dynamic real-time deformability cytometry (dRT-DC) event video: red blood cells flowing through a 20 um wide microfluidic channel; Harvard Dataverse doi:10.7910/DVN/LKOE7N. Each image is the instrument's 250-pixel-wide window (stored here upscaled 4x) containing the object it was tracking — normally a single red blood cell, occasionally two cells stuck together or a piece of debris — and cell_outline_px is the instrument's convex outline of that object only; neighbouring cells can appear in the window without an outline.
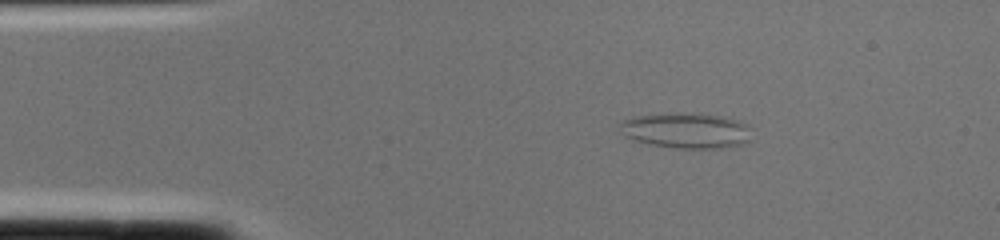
{"species": "common noctule bat (a hibernating species)", "species_latin": "Nyctalus noctula", "temperature_condition": "cold", "stored_images_in_passage": 1, "camera_frame_rate_fps": 3000, "um_per_image_px": 0.085, "animal": {"sex": "female", "body_mass_g": 22.0, "forearm_length_mm": 56.7}, "frame": {"image": 1, "passage_image": 1, "time_ms": 0.0, "image_size_px": [1000, 240], "cell_outline_px": [[752, 140], [744, 144], [732, 148], [676, 148], [652, 144], [632, 140], [624, 136], [620, 124], [620, 120], [632, 116], [676, 112], [700, 112], [724, 116], [740, 120], [752, 128]], "centroid_in_image_um": [58.41, 11.07], "position_along_channel_um": 26.6, "area_um2": 28.26}}